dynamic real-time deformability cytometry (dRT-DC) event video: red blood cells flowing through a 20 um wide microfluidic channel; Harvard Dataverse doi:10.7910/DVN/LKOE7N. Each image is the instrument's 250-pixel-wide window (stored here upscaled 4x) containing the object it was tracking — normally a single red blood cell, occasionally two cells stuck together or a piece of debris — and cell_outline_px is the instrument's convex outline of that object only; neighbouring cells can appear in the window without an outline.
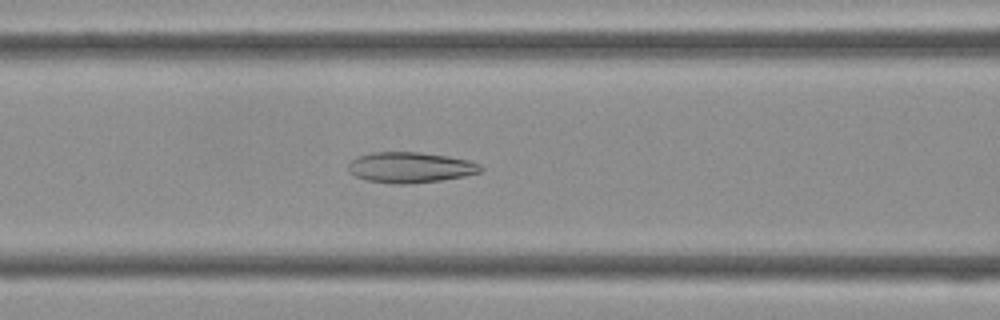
{"species": "Egyptian fruit bat (a non-hibernating species)", "species_latin": "Rousettus aegyptiacus", "temperature_condition": "cold", "stored_images_in_passage": 32, "camera_frame_rate_fps": 3000, "um_per_image_px": 0.085, "frame": {"image": 1, "passage_image": 8, "time_ms": 2.333, "image_size_px": [1000, 320], "cell_outline_px": [[484, 168], [480, 172], [464, 176], [440, 180], [404, 184], [396, 184], [364, 180], [348, 172], [348, 164], [356, 156], [372, 152], [416, 152], [448, 156], [468, 160], [480, 164]], "centroid_in_image_um": [34.84, 14.23], "position_along_channel_um": 131.8, "area_um2": 23.64}}
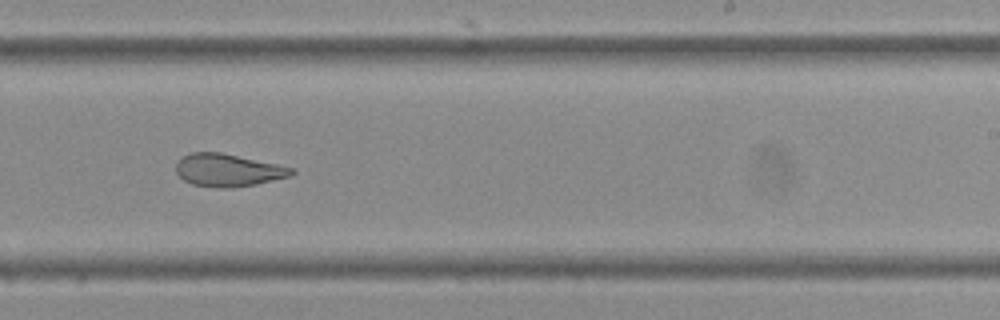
{"frame": {"image": 2, "passage_image": 17, "time_ms": 5.333, "image_size_px": [1000, 320], "cell_outline_px": [[296, 172], [292, 176], [256, 184], [232, 188], [220, 188], [192, 184], [184, 180], [176, 172], [176, 160], [180, 156], [192, 152], [220, 152], [276, 164], [292, 168]], "centroid_in_image_um": [19.35, 14.46], "position_along_channel_um": 269.7, "area_um2": 22.02}}
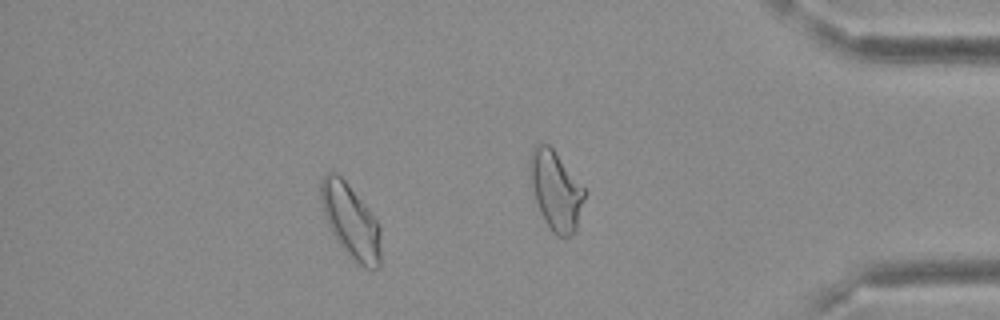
{"frame": {"image": 3, "passage_image": 26, "time_ms": 8.333, "image_size_px": [1000, 320], "cell_outline_px": [[380, 268], [364, 268], [356, 264], [352, 260], [340, 244], [332, 232], [328, 224], [320, 200], [320, 180], [324, 172], [336, 172], [344, 180], [368, 208], [376, 220], [380, 228]], "centroid_in_image_um": [29.8, 18.8], "position_along_channel_um": 405.4, "area_um2": 25.72}}